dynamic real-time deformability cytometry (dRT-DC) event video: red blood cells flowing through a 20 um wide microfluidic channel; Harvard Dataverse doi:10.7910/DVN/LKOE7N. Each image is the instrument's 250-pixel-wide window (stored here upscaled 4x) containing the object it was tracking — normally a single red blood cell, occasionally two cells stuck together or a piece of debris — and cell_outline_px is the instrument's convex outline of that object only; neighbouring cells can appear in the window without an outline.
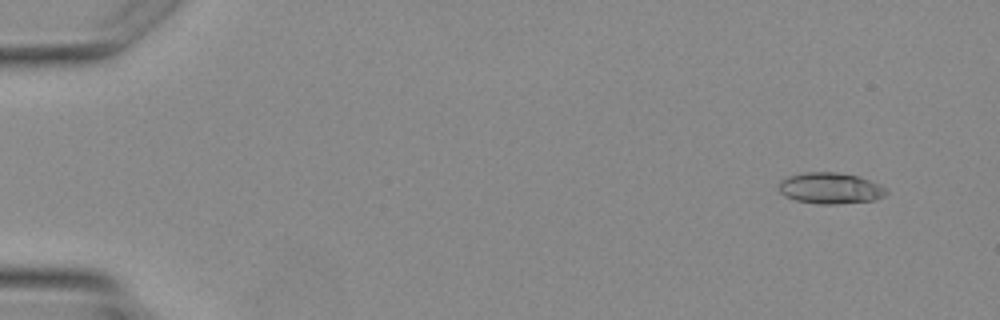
{"species": "Egyptian fruit bat (a non-hibernating species)", "species_latin": "Rousettus aegyptiacus", "temperature_condition": "warm", "stored_images_in_passage": 4, "camera_frame_rate_fps": 3000, "um_per_image_px": 0.085, "animal": {"sex": "female"}, "frame": {"image": 1, "passage_image": 1, "time_ms": 0.0, "image_size_px": [1000, 320], "cell_outline_px": [[888, 192], [884, 196], [876, 200], [836, 204], [816, 204], [796, 200], [784, 196], [780, 192], [780, 180], [788, 176], [804, 172], [836, 172], [856, 176], [880, 184]], "centroid_in_image_um": [70.57, 16.0], "position_along_channel_um": 14.4, "area_um2": 19.48}}
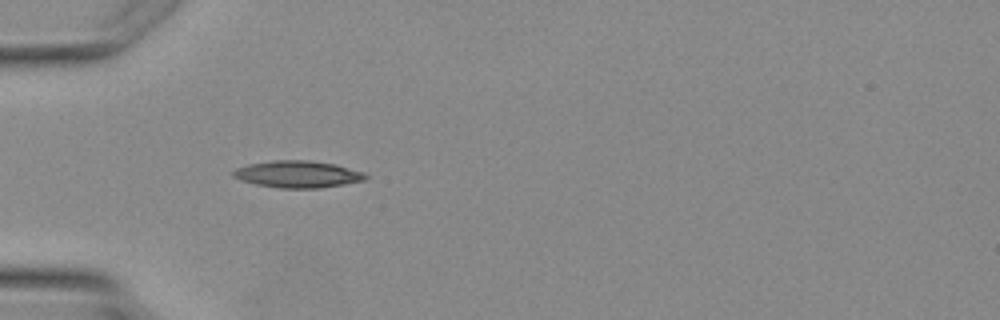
{"frame": {"image": 2, "passage_image": 4, "time_ms": 3.333, "image_size_px": [1000, 320], "cell_outline_px": [[368, 176], [364, 180], [344, 184], [320, 188], [280, 188], [256, 184], [240, 180], [232, 176], [232, 172], [236, 168], [248, 164], [272, 160], [308, 160], [332, 164], [364, 172]], "centroid_in_image_um": [25.27, 14.81], "position_along_channel_um": 59.7, "area_um2": 20.63}}